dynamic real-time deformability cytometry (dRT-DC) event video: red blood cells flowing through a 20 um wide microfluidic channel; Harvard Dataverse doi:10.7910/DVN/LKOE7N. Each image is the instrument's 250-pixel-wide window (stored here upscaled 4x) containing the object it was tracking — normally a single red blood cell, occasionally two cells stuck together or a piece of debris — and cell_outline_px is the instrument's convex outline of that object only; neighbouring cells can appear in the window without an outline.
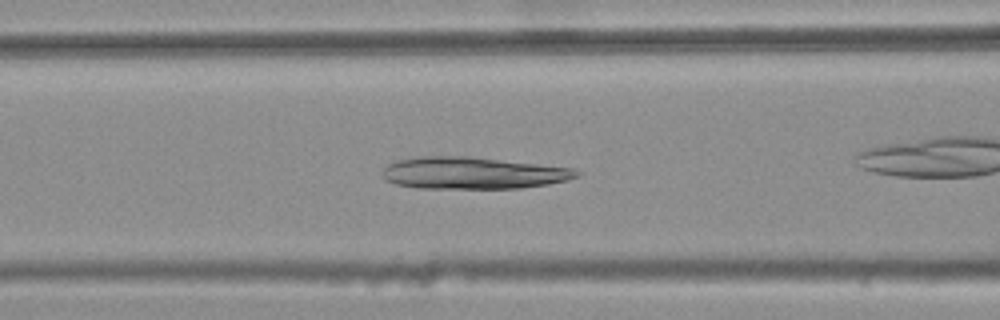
{"species": "common noctule bat (a hibernating species)", "species_latin": "Nyctalus noctula", "temperature_condition": "warm", "stored_images_in_passage": 33, "camera_frame_rate_fps": 3000, "um_per_image_px": 0.085, "animal": {"sex": "female", "body_mass_g": 25.1}, "frame": {"image": 1, "passage_image": 8, "time_ms": 2.333, "image_size_px": [1000, 320], "cell_outline_px": [[580, 176], [568, 180], [548, 184], [520, 188], [416, 188], [396, 184], [384, 180], [380, 176], [380, 172], [388, 164], [396, 160], [424, 156], [472, 156], [576, 168], [580, 172]], "centroid_in_image_um": [40.19, 14.7], "position_along_channel_um": 126.4, "area_um2": 36.65}}
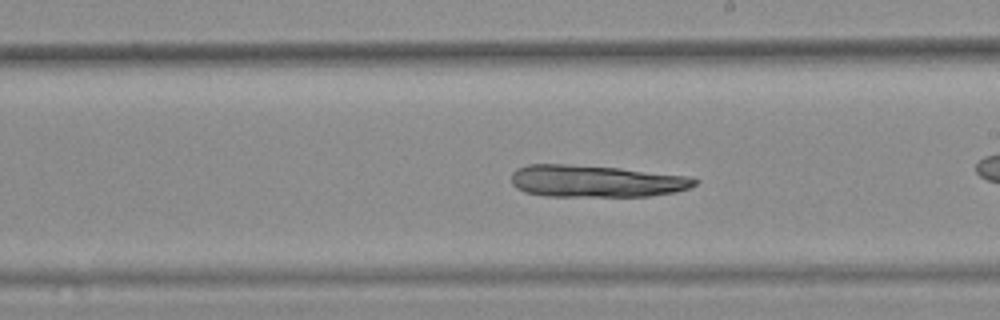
{"frame": {"image": 2, "passage_image": 17, "time_ms": 5.333, "image_size_px": [1000, 320], "cell_outline_px": [[700, 180], [696, 184], [688, 188], [676, 192], [648, 196], [548, 196], [524, 192], [516, 188], [512, 184], [512, 172], [516, 168], [528, 164], [568, 164], [620, 168], [684, 176]], "centroid_in_image_um": [50.6, 15.39], "position_along_channel_um": 238.4, "area_um2": 34.16}}
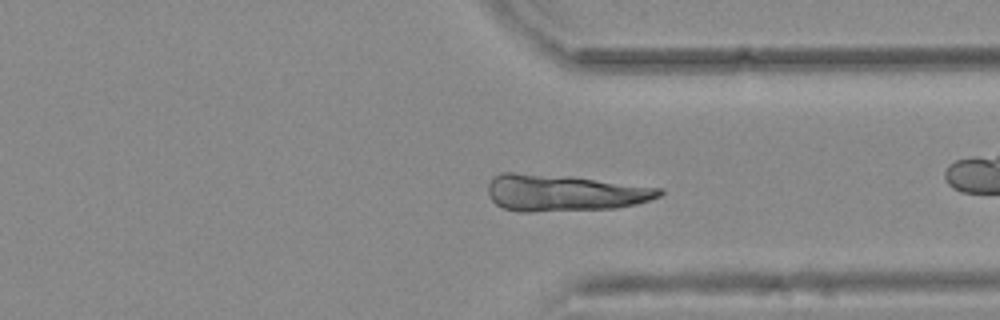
{"frame": {"image": 3, "passage_image": 27, "time_ms": 8.667, "image_size_px": [1000, 320], "cell_outline_px": [[664, 192], [660, 196], [636, 204], [616, 208], [532, 212], [520, 212], [504, 208], [496, 204], [492, 200], [488, 192], [488, 184], [492, 176], [500, 172], [512, 172], [572, 176], [664, 188]], "centroid_in_image_um": [47.95, 16.38], "position_along_channel_um": 363.5, "area_um2": 36.99}}